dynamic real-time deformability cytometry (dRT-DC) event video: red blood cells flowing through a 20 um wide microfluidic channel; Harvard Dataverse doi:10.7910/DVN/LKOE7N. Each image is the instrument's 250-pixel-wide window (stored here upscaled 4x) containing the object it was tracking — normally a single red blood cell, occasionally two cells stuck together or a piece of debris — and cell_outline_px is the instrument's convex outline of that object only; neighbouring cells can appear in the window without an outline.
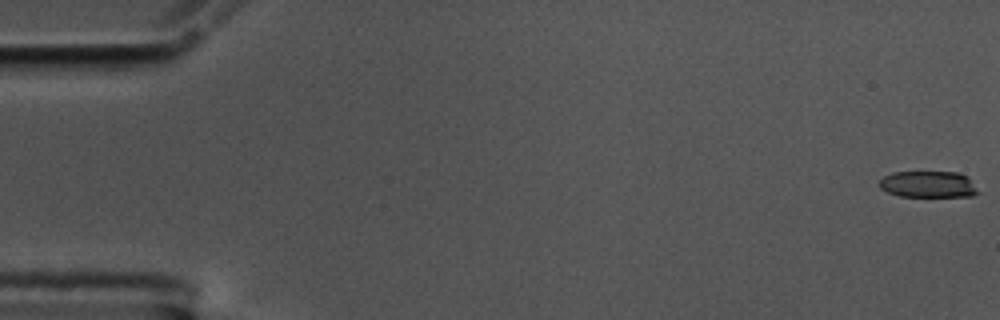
{"species": "common noctule bat (a hibernating species)", "species_latin": "Nyctalus noctula", "temperature_condition": "cold", "stored_images_in_passage": 57, "camera_frame_rate_fps": 3000, "um_per_image_px": 0.085, "animal": {"sex": "male", "body_mass_g": 17.5, "forearm_length_mm": 52.3}, "frame": {"image": 1, "passage_image": 1, "time_ms": 0.0, "image_size_px": [1000, 320], "cell_outline_px": [[980, 192], [972, 196], [900, 196], [888, 192], [880, 188], [880, 180], [884, 176], [892, 172], [956, 172], [968, 176]], "centroid_in_image_um": [78.92, 15.66], "position_along_channel_um": 6.1, "area_um2": 15.2}}
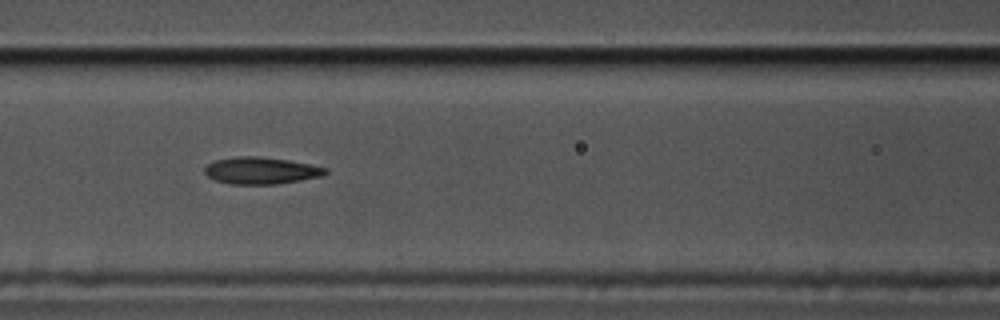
{"frame": {"image": 2, "passage_image": 25, "time_ms": 8.0, "image_size_px": [1000, 320], "cell_outline_px": [[328, 172], [324, 176], [276, 184], [228, 184], [216, 180], [208, 176], [204, 172], [204, 168], [208, 164], [216, 160], [240, 156], [256, 156], [288, 160], [328, 168]], "centroid_in_image_um": [22.2, 14.5], "position_along_channel_um": 144.4, "area_um2": 18.84}}
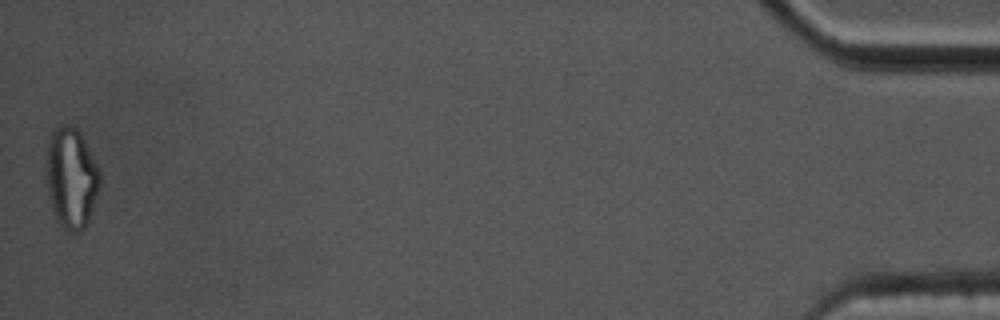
{"frame": {"image": 3, "passage_image": 57, "time_ms": 18.667, "image_size_px": [1000, 320], "cell_outline_px": [[100, 184], [88, 224], [80, 232], [68, 232], [60, 224], [52, 208], [48, 196], [48, 140], [52, 132], [56, 128], [64, 124], [68, 124], [76, 128], [80, 132], [100, 172]], "centroid_in_image_um": [6.08, 15.15], "position_along_channel_um": 429.1, "area_um2": 30.92}, "authors_computed_cell_mechanics": {"area_um2": 18.6116, "velocity_mm_per_s": 3.5608, "shape_relaxation_time_tau1_ms": null, "shape_relaxation_time_tau2_ms": 3.9064, "deformation_change_tau1": null, "deformation_change_tau2": 0.1281}}